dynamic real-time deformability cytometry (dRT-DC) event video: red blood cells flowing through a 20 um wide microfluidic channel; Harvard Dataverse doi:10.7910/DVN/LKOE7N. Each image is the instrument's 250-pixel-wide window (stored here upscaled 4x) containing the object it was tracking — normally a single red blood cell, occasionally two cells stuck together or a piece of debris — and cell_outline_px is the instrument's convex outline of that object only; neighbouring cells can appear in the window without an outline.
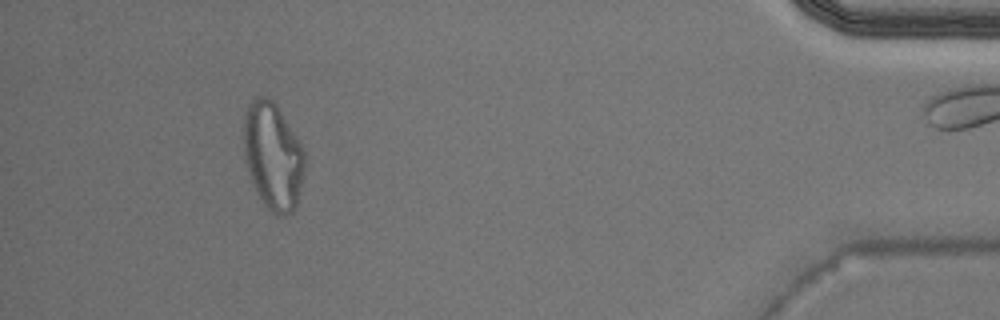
{"species": "Egyptian fruit bat (a non-hibernating species)", "species_latin": "Rousettus aegyptiacus", "temperature_condition": "warm", "stored_images_in_passage": 31, "camera_frame_rate_fps": 3000, "um_per_image_px": 0.085, "animal": {"sex": "male"}, "frame": {"image": 1, "passage_image": 27, "time_ms": 8.667, "image_size_px": [1000, 320], "cell_outline_px": [[304, 168], [296, 208], [292, 212], [284, 216], [276, 216], [260, 200], [252, 184], [244, 160], [244, 116], [248, 104], [256, 96], [264, 96], [272, 100], [276, 104], [300, 140], [304, 152]], "centroid_in_image_um": [23.19, 13.27], "position_along_channel_um": 412.0, "area_um2": 38.38}}